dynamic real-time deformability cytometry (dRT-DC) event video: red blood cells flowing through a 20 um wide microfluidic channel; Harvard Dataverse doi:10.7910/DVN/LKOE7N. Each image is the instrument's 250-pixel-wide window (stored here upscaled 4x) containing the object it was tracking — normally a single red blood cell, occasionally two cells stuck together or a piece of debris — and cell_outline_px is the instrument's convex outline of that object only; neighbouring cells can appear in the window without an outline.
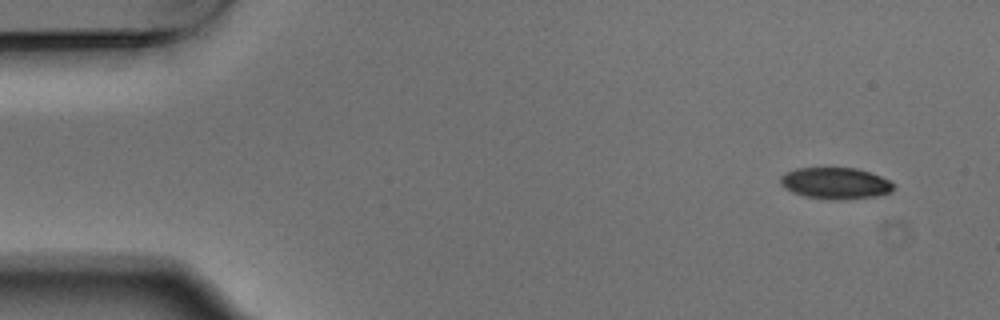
{"species": "Egyptian fruit bat (a non-hibernating species)", "species_latin": "Rousettus aegyptiacus", "temperature_condition": "warm", "stored_images_in_passage": 4, "camera_frame_rate_fps": 3000, "um_per_image_px": 0.085, "animal": {"sex": "male"}, "frame": {"image": 1, "passage_image": 1, "time_ms": 0.0, "image_size_px": [1000, 320], "cell_outline_px": [[892, 192], [876, 196], [804, 196], [792, 192], [784, 188], [780, 184], [780, 176], [796, 168], [856, 168], [880, 176], [888, 180], [892, 184]], "centroid_in_image_um": [70.96, 15.51], "position_along_channel_um": 14.0, "area_um2": 19.48}}
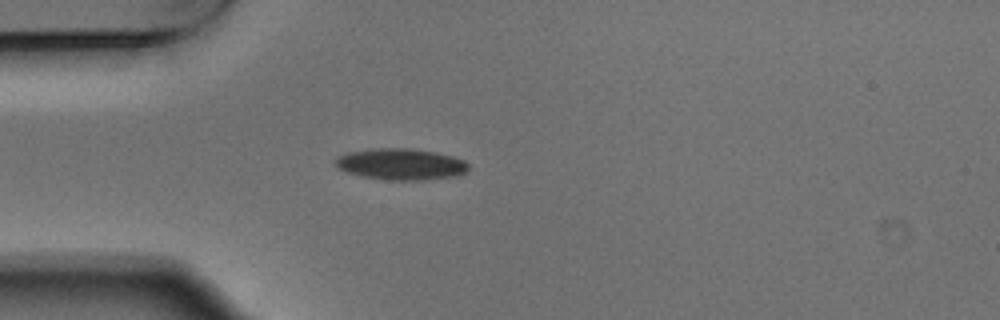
{"frame": {"image": 2, "passage_image": 4, "time_ms": 1.0, "image_size_px": [1000, 320], "cell_outline_px": [[468, 172], [456, 176], [420, 180], [392, 180], [364, 176], [348, 172], [336, 168], [336, 156], [348, 152], [376, 148], [408, 148], [436, 152], [452, 156], [464, 160], [468, 164]], "centroid_in_image_um": [34.09, 13.95], "position_along_channel_um": 50.9, "area_um2": 24.22}}